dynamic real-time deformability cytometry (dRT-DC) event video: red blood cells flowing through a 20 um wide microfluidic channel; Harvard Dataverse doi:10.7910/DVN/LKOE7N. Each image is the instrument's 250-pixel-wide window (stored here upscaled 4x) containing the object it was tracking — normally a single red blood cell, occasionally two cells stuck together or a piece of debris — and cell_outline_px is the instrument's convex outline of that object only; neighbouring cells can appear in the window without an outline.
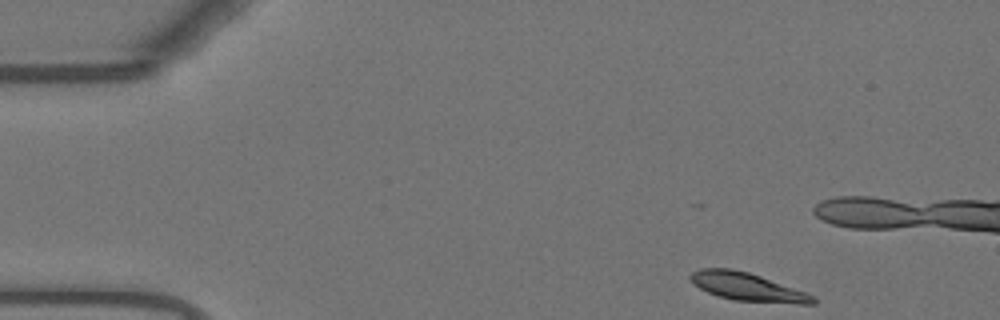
{"species": "Egyptian fruit bat (a non-hibernating species)", "species_latin": "Rousettus aegyptiacus", "temperature_condition": "warm", "stored_images_in_passage": 40, "camera_frame_rate_fps": 3000, "um_per_image_px": 0.085, "animal": {"sex": "female"}, "frame": {"image": 1, "passage_image": 1, "time_ms": 0.0, "image_size_px": [1000, 320], "cell_outline_px": [[816, 304], [800, 304], [736, 300], [720, 296], [708, 292], [700, 288], [688, 276], [692, 272], [700, 268], [732, 268], [748, 272], [760, 276], [816, 296]], "centroid_in_image_um": [63.55, 24.38], "position_along_channel_um": 21.4, "area_um2": 19.77}}
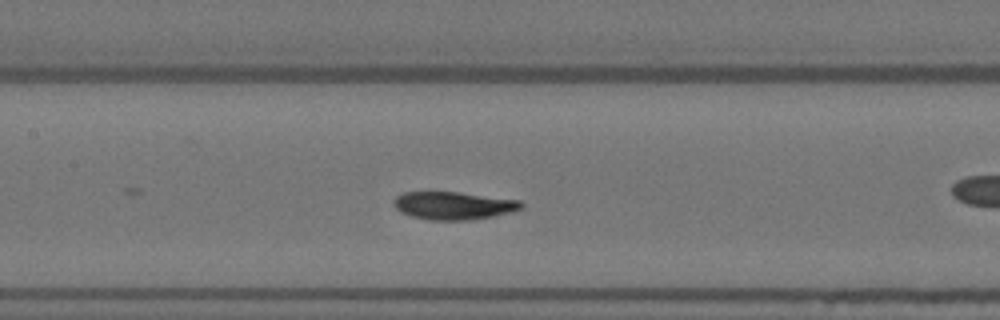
{"frame": {"image": 2, "passage_image": 20, "time_ms": 6.333, "image_size_px": [1000, 320], "cell_outline_px": [[524, 208], [512, 212], [492, 216], [468, 220], [428, 220], [412, 216], [400, 212], [392, 204], [392, 200], [396, 196], [404, 192], [460, 192], [520, 200], [524, 204]], "centroid_in_image_um": [38.55, 17.47], "position_along_channel_um": 168.9, "area_um2": 20.87}}
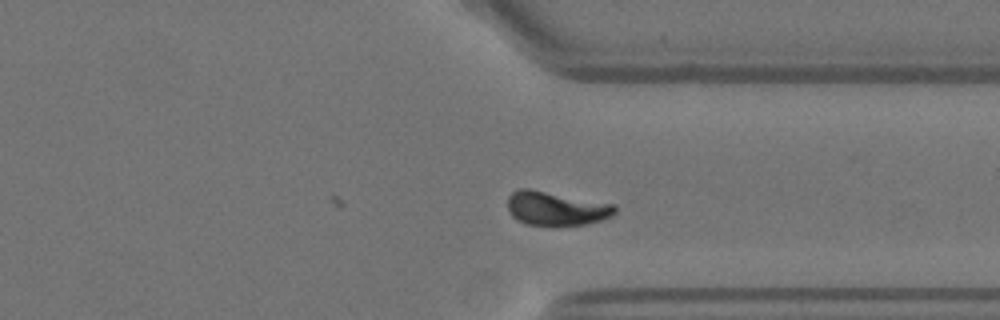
{"frame": {"image": 3, "passage_image": 36, "time_ms": 11.667, "image_size_px": [1000, 320], "cell_outline_px": [[616, 212], [612, 216], [604, 220], [584, 224], [556, 228], [524, 224], [516, 220], [512, 216], [508, 208], [508, 196], [512, 192], [520, 188], [528, 188], [616, 204]], "centroid_in_image_um": [47.28, 17.75], "position_along_channel_um": 364.1, "area_um2": 22.02}, "authors_computed_cell_mechanics": {"area_um2": 21.0681, "velocity_mm_per_s": 3.6775, "shape_relaxation_time_tau1_ms": 3.4301, "shape_relaxation_time_tau2_ms": 0.6656, "deformation_change_tau1": 0.1212, "deformation_change_tau2": 0.0382}}